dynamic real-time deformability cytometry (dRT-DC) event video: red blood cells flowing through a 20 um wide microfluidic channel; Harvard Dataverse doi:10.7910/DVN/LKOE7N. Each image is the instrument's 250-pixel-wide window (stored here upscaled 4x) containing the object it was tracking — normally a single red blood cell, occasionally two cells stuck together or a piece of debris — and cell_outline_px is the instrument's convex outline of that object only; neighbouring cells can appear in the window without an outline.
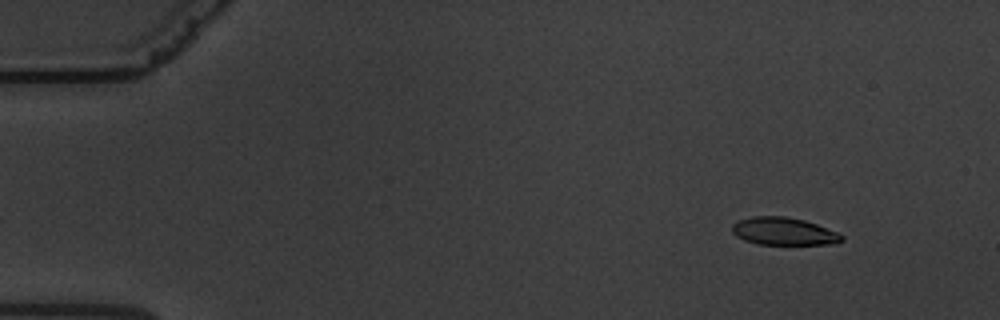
{"species": "common noctule bat (a hibernating species)", "species_latin": "Nyctalus noctula", "temperature_condition": "warm", "stored_images_in_passage": 62, "camera_frame_rate_fps": 3000, "um_per_image_px": 0.085, "animal": {"sex": "male", "body_mass_g": 19.5, "forearm_length_mm": 54.6}, "frame": {"image": 1, "passage_image": 7, "time_ms": 2.0, "image_size_px": [1000, 320], "cell_outline_px": [[844, 240], [836, 244], [756, 244], [744, 240], [736, 236], [732, 232], [732, 224], [740, 220], [752, 216], [784, 216], [804, 220], [840, 232], [844, 236]], "centroid_in_image_um": [66.65, 19.66], "position_along_channel_um": 18.4, "area_um2": 17.8}}
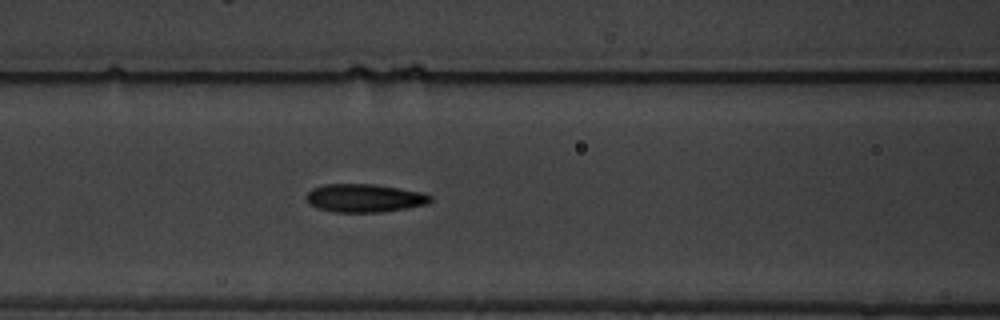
{"frame": {"image": 2, "passage_image": 27, "time_ms": 8.667, "image_size_px": [1000, 320], "cell_outline_px": [[432, 200], [424, 204], [404, 208], [380, 212], [336, 212], [316, 208], [308, 204], [308, 192], [312, 188], [324, 184], [372, 184], [400, 188], [424, 192], [432, 196]], "centroid_in_image_um": [30.97, 16.83], "position_along_channel_um": 135.6, "area_um2": 20.29}}
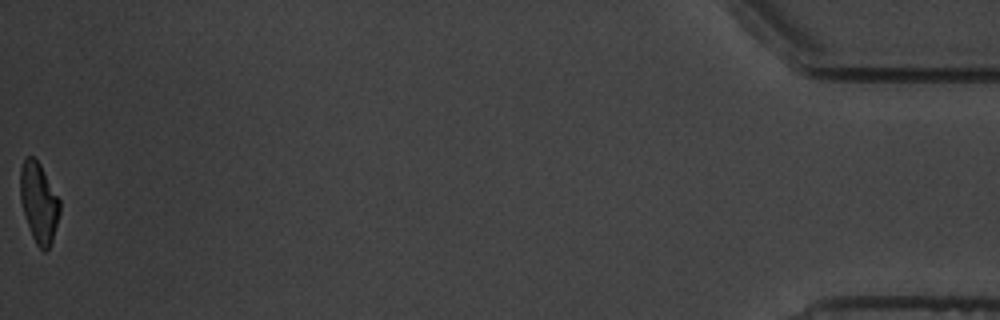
{"frame": {"image": 3, "passage_image": 62, "time_ms": 20.333, "image_size_px": [1000, 320], "cell_outline_px": [[60, 212], [52, 240], [48, 248], [44, 252], [36, 244], [32, 236], [20, 200], [20, 168], [24, 160], [28, 156], [32, 156], [40, 164], [60, 200]], "centroid_in_image_um": [3.3, 17.21], "position_along_channel_um": 431.9, "area_um2": 18.15}, "authors_computed_cell_mechanics": {"area_um2": 19.6809, "velocity_mm_per_s": 3.3487, "shape_relaxation_time_tau1_ms": 4.8054, "shape_relaxation_time_tau2_ms": 1.8945, "deformation_change_tau1": 0.1864, "deformation_change_tau2": 0.0957}}